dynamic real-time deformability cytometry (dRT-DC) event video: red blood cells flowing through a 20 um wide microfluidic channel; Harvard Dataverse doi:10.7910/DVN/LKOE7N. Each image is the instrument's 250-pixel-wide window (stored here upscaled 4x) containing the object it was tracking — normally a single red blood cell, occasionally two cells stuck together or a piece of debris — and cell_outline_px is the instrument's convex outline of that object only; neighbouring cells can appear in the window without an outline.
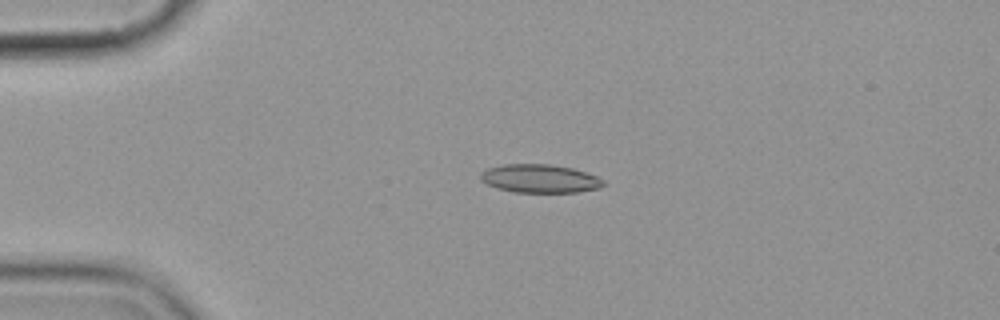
{"species": "common noctule bat (a hibernating species)", "species_latin": "Nyctalus noctula", "temperature_condition": "cold", "stored_images_in_passage": 4, "camera_frame_rate_fps": 3000, "um_per_image_px": 0.085, "animal": {"sex": "female", "body_mass_g": 19.9}, "frame": {"image": 1, "passage_image": 3, "time_ms": 2.0, "image_size_px": [1000, 320], "cell_outline_px": [[604, 184], [600, 188], [576, 192], [512, 192], [496, 188], [480, 180], [480, 172], [488, 168], [504, 164], [552, 164], [572, 168], [596, 176], [604, 180]], "centroid_in_image_um": [45.86, 15.18], "position_along_channel_um": 39.1, "area_um2": 20.35}}